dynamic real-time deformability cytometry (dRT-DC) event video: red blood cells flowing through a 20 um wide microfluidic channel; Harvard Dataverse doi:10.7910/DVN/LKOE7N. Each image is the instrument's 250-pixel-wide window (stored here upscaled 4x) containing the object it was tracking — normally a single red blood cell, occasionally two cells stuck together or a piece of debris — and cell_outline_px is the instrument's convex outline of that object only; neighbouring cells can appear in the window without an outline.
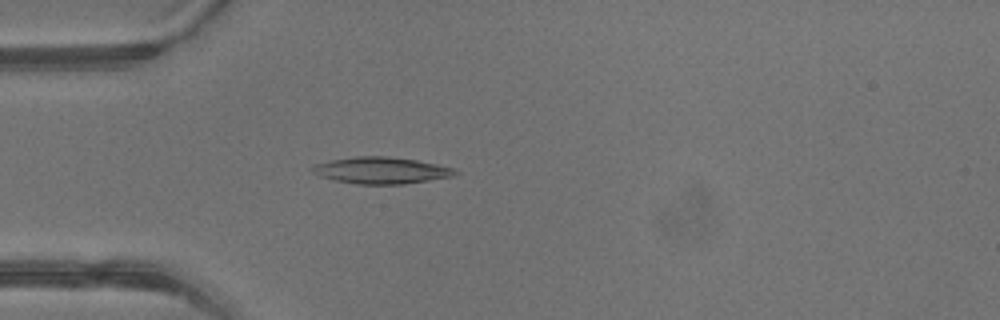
{"species": "common noctule bat (a hibernating species)", "species_latin": "Nyctalus noctula", "temperature_condition": "warm", "stored_images_in_passage": 3, "camera_frame_rate_fps": 3000, "um_per_image_px": 0.085, "animal": {"sex": "male", "body_mass_g": 13.3}, "frame": {"image": 1, "passage_image": 3, "time_ms": 0.667, "image_size_px": [1000, 320], "cell_outline_px": [[460, 172], [452, 176], [404, 184], [356, 184], [336, 180], [320, 176], [312, 172], [308, 168], [316, 164], [332, 160], [356, 156], [388, 156], [416, 160], [456, 168]], "centroid_in_image_um": [32.41, 14.48], "position_along_channel_um": 52.6, "area_um2": 22.08}}